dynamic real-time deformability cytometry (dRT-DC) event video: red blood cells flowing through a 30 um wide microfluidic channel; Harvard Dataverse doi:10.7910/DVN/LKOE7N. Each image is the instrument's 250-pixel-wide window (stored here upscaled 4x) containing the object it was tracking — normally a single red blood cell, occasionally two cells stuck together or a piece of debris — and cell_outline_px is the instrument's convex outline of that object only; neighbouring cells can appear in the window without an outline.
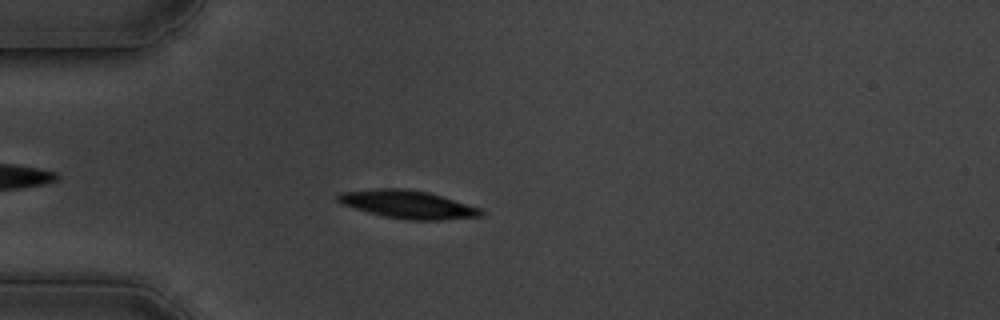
{"species": "common noctule bat (a hibernating species)", "species_latin": "Nyctalus noctula", "temperature_condition": "cold", "stored_images_in_passage": 59, "camera_frame_rate_fps": 3000, "um_per_image_px": 0.085, "animal": {"sex": "male", "body_mass_g": 19.5, "forearm_length_mm": 54.6}, "frame": {"image": 1, "passage_image": 16, "time_ms": 5.0, "image_size_px": [1000, 320], "cell_outline_px": [[484, 216], [440, 220], [408, 220], [384, 216], [368, 212], [340, 204], [336, 200], [336, 196], [340, 192], [376, 188], [404, 188], [428, 192], [480, 208], [484, 212]], "centroid_in_image_um": [34.63, 17.37], "position_along_channel_um": 50.4, "area_um2": 23.41}}
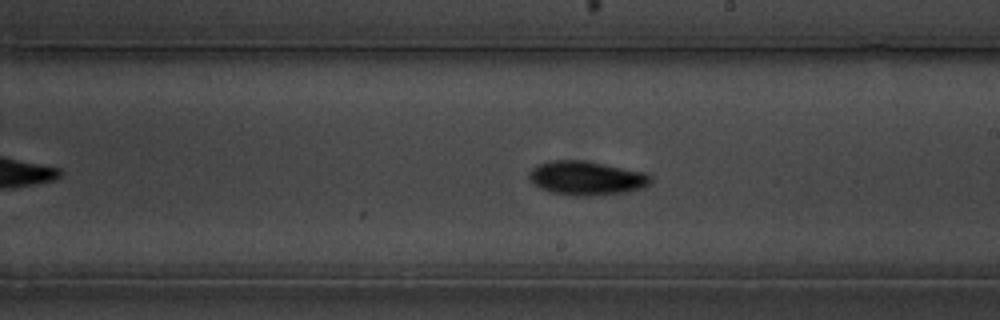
{"frame": {"image": 2, "passage_image": 34, "time_ms": 11.0, "image_size_px": [1000, 320], "cell_outline_px": [[652, 184], [644, 188], [628, 192], [600, 196], [572, 196], [552, 192], [540, 188], [532, 184], [528, 180], [528, 172], [532, 168], [540, 164], [552, 160], [584, 160], [648, 172], [652, 176]], "centroid_in_image_um": [49.9, 15.15], "position_along_channel_um": 239.1, "area_um2": 24.8}}
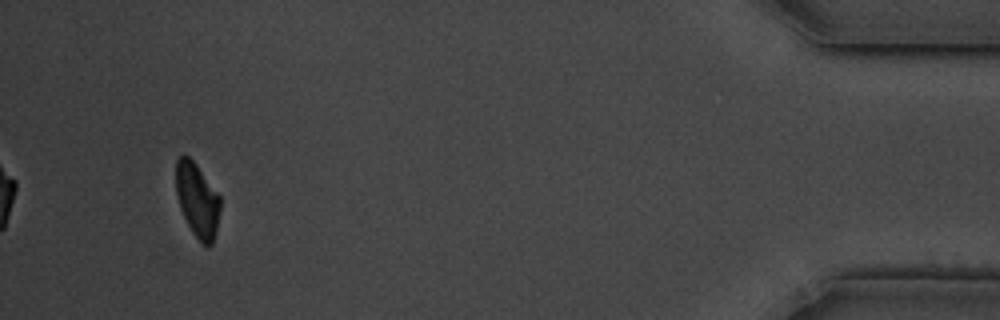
{"frame": {"image": 3, "passage_image": 56, "time_ms": 18.333, "image_size_px": [1000, 320], "cell_outline_px": [[220, 208], [216, 232], [212, 244], [208, 248], [192, 232], [180, 208], [176, 192], [176, 160], [184, 152], [196, 164], [220, 196]], "centroid_in_image_um": [16.77, 16.98], "position_along_channel_um": 418.4, "area_um2": 19.02}, "authors_computed_cell_mechanics": {"area_um2": 22.0218, "velocity_mm_per_s": 3.3709, "shape_relaxation_time_tau1_ms": 2.132, "shape_relaxation_time_tau2_ms": null, "deformation_change_tau1": 0.1048, "deformation_change_tau2": null}}